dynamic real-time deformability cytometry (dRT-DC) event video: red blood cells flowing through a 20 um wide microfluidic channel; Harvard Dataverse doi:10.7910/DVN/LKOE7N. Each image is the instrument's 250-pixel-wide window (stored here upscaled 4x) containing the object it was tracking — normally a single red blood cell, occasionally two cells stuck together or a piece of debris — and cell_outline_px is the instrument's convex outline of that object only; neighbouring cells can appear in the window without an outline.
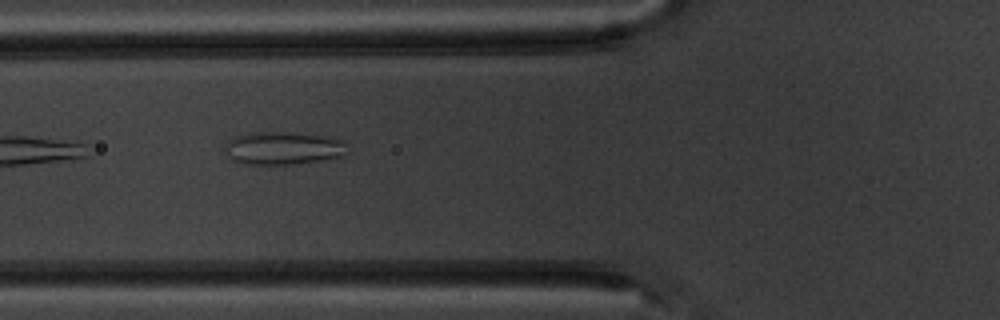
{"species": "common noctule bat (a hibernating species)", "species_latin": "Nyctalus noctula", "temperature_condition": "warm", "stored_images_in_passage": 3, "camera_frame_rate_fps": 3000, "um_per_image_px": 0.085, "animal": {"sex": "male", "body_mass_g": 20.1, "forearm_length_mm": 53.5}, "frame": {"image": 1, "passage_image": 3, "time_ms": 2.333, "image_size_px": [1000, 320], "cell_outline_px": [[348, 140], [344, 156], [320, 160], [292, 164], [244, 164], [232, 160], [224, 148], [224, 144], [232, 136], [256, 132], [288, 132], [324, 136]], "centroid_in_image_um": [24.06, 12.58], "position_along_channel_um": 101.7, "area_um2": 23.64}}